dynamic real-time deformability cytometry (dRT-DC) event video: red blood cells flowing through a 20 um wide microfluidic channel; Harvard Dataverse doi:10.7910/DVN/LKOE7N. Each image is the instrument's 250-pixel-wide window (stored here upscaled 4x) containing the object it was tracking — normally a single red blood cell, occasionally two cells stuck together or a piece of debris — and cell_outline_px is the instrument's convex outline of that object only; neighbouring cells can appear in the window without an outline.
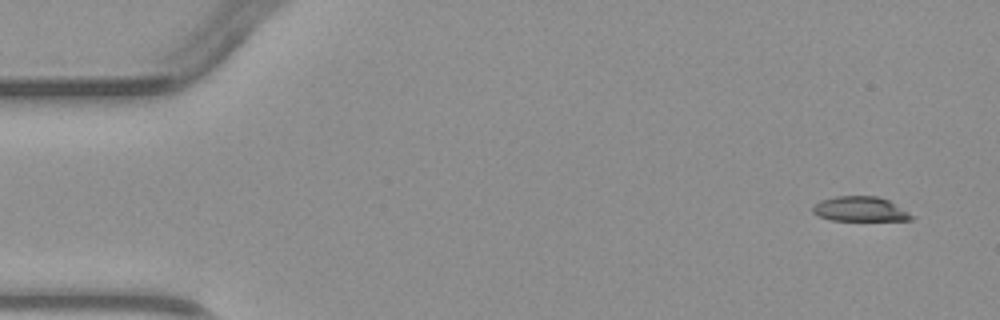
{"species": "common noctule bat (a hibernating species)", "species_latin": "Nyctalus noctula", "temperature_condition": "warm", "stored_images_in_passage": 4, "camera_frame_rate_fps": 3000, "um_per_image_px": 0.085, "animal": {"sex": "male", "body_mass_g": 23.1, "forearm_length_mm": 52.7}, "frame": {"image": 1, "passage_image": 1, "time_ms": 0.0, "image_size_px": [1000, 320], "cell_outline_px": [[916, 216], [912, 220], [832, 220], [820, 216], [812, 212], [812, 208], [820, 200], [836, 196], [876, 196], [888, 200]], "centroid_in_image_um": [73.13, 17.77], "position_along_channel_um": 11.9, "area_um2": 14.16}}
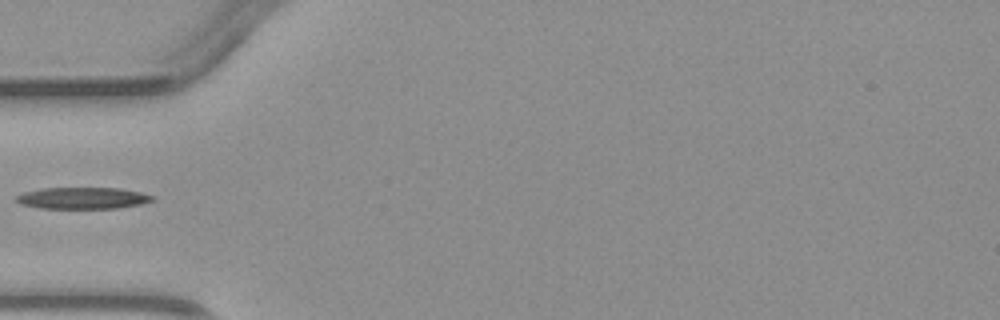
{"frame": {"image": 2, "passage_image": 4, "time_ms": 4.333, "image_size_px": [1000, 320], "cell_outline_px": [[156, 196], [152, 200], [140, 204], [116, 208], [40, 208], [20, 204], [16, 200], [16, 196], [24, 192], [44, 188], [120, 188], [140, 192]], "centroid_in_image_um": [7.03, 16.83], "position_along_channel_um": 78.0, "area_um2": 16.99}}